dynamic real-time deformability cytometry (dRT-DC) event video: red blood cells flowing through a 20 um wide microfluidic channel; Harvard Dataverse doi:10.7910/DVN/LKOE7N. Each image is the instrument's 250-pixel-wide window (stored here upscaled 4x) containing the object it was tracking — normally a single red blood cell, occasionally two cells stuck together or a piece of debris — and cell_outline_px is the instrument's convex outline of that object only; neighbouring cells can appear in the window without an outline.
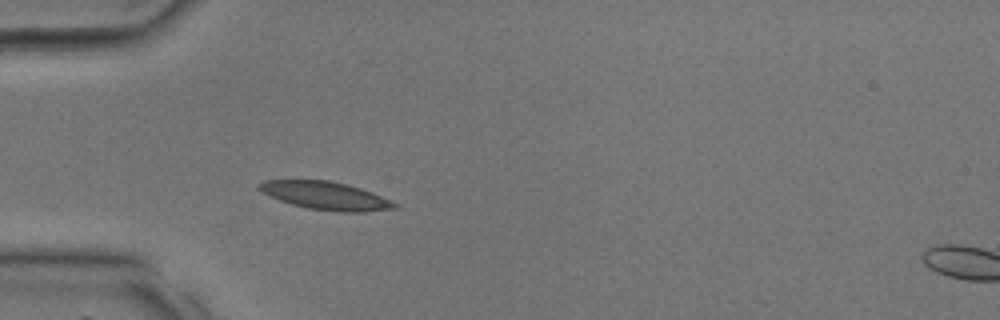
{"species": "common noctule bat (a hibernating species)", "species_latin": "Nyctalus noctula", "temperature_condition": "room temperature", "stored_images_in_passage": 9, "camera_frame_rate_fps": 3000, "um_per_image_px": 0.085, "animal": {"sex": "male", "body_mass_g": 17.9, "forearm_length_mm": 54.2}, "frame": {"image": 1, "passage_image": 1, "time_ms": 0.0, "image_size_px": [1000, 320], "cell_outline_px": [[400, 204], [396, 208], [364, 212], [340, 212], [308, 208], [292, 204], [280, 200], [256, 188], [264, 180], [328, 180], [360, 188], [372, 192]], "centroid_in_image_um": [27.72, 16.64], "position_along_channel_um": 57.3, "area_um2": 21.85}}